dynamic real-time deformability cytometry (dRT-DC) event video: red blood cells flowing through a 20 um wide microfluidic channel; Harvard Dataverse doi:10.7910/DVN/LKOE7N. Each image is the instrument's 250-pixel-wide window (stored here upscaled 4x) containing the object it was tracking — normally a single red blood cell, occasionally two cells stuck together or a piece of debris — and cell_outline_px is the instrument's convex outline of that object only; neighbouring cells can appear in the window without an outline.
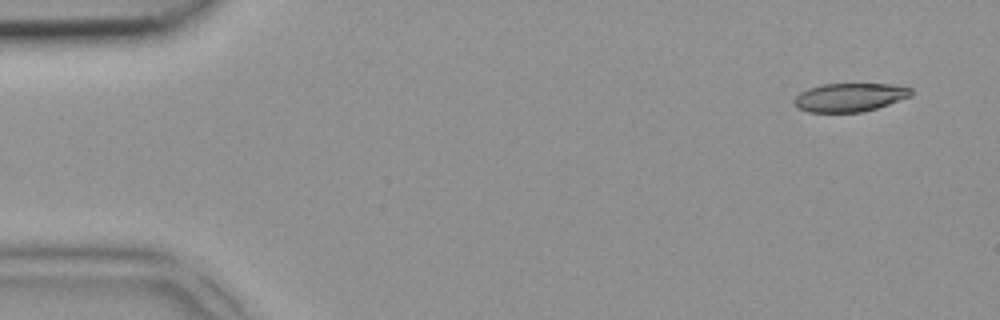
{"species": "common noctule bat (a hibernating species)", "species_latin": "Nyctalus noctula", "temperature_condition": "room temperature", "stored_images_in_passage": 4, "camera_frame_rate_fps": 3000, "um_per_image_px": 0.085, "animal": {"sex": "female", "body_mass_g": 18.4}, "frame": {"image": 1, "passage_image": 1, "time_ms": 0.0, "image_size_px": [1000, 320], "cell_outline_px": [[912, 96], [864, 112], [808, 112], [796, 108], [792, 100], [800, 92], [808, 88], [820, 84], [904, 84], [912, 88]], "centroid_in_image_um": [72.23, 8.26], "position_along_channel_um": 12.8, "area_um2": 19.77}}